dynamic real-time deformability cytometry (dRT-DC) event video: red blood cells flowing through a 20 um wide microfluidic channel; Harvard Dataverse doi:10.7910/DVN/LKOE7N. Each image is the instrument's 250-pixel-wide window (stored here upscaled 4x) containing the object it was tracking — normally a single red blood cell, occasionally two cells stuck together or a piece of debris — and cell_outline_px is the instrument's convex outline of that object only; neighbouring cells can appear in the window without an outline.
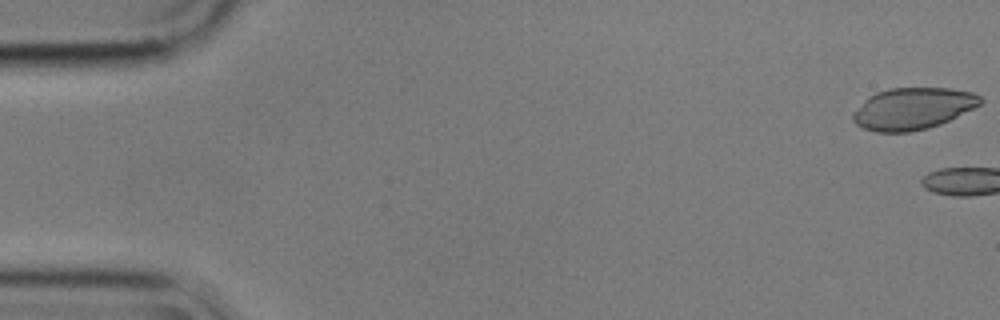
{"species": "common noctule bat (a hibernating species)", "species_latin": "Nyctalus noctula", "temperature_condition": "cold", "stored_images_in_passage": 5, "camera_frame_rate_fps": 3000, "um_per_image_px": 0.085, "animal": {"sex": "male", "body_mass_g": 17.9}, "frame": {"image": 1, "passage_image": 1, "time_ms": 0.0, "image_size_px": [1000, 320], "cell_outline_px": [[984, 100], [980, 104], [940, 124], [928, 128], [908, 132], [876, 132], [864, 128], [856, 124], [852, 120], [852, 112], [868, 96], [876, 92], [888, 88], [948, 88], [972, 92], [980, 96]], "centroid_in_image_um": [77.54, 9.22], "position_along_channel_um": 7.5, "area_um2": 30.92}}